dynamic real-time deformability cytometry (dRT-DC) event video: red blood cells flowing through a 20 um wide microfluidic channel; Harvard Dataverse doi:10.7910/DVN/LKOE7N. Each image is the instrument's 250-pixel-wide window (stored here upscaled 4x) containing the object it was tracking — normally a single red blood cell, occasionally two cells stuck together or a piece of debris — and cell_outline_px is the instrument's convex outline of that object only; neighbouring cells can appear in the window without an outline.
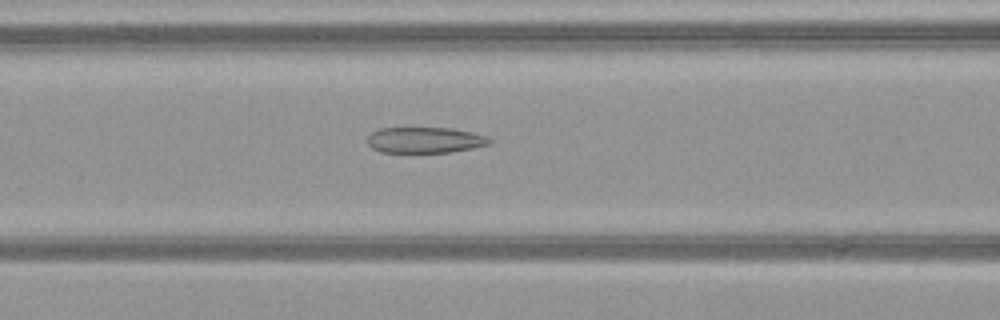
{"species": "common noctule bat (a hibernating species)", "species_latin": "Nyctalus noctula", "temperature_condition": "warm", "stored_images_in_passage": 51, "camera_frame_rate_fps": 3000, "um_per_image_px": 0.085, "animal": {"sex": "female", "body_mass_g": 21.9}, "frame": {"image": 1, "passage_image": 22, "time_ms": 7.0, "image_size_px": [1000, 320], "cell_outline_px": [[492, 140], [488, 144], [472, 148], [452, 152], [380, 152], [372, 148], [368, 144], [368, 136], [372, 132], [380, 128], [452, 128], [472, 132], [484, 136]], "centroid_in_image_um": [36.09, 11.9], "position_along_channel_um": 130.5, "area_um2": 18.26}}
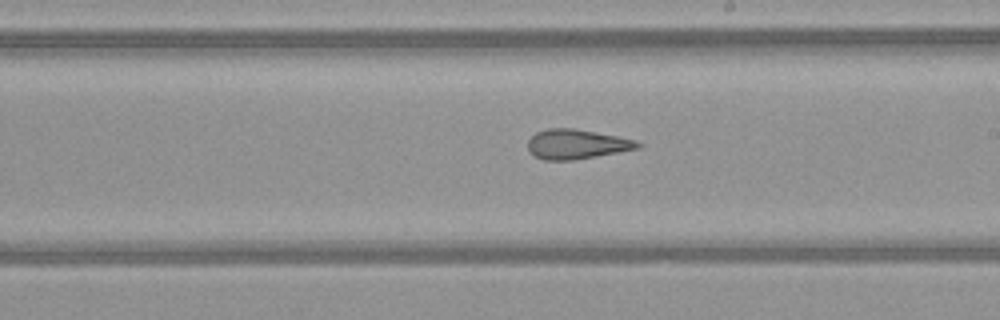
{"frame": {"image": 2, "passage_image": 30, "time_ms": 9.667, "image_size_px": [1000, 320], "cell_outline_px": [[644, 144], [640, 148], [596, 156], [572, 160], [544, 160], [528, 152], [528, 140], [536, 132], [548, 128], [572, 128], [616, 136], [636, 140]], "centroid_in_image_um": [49.01, 12.26], "position_along_channel_um": 240.0, "area_um2": 18.9}}
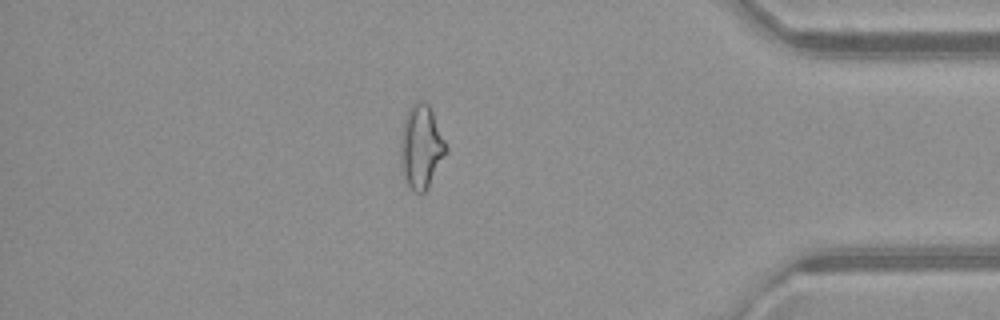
{"frame": {"image": 3, "passage_image": 44, "time_ms": 14.333, "image_size_px": [1000, 320], "cell_outline_px": [[448, 152], [428, 188], [424, 192], [416, 192], [408, 184], [404, 176], [400, 164], [400, 140], [404, 116], [408, 108], [416, 100], [420, 100], [428, 104], [432, 108], [448, 144]], "centroid_in_image_um": [35.83, 12.42], "position_along_channel_um": 399.4, "area_um2": 22.77}, "authors_computed_cell_mechanics": {"area_um2": 22.7732, "velocity_mm_per_s": 4.097, "shape_relaxation_time_tau1_ms": null, "shape_relaxation_time_tau2_ms": 1.3918, "deformation_change_tau1": null, "deformation_change_tau2": 0.0998}}